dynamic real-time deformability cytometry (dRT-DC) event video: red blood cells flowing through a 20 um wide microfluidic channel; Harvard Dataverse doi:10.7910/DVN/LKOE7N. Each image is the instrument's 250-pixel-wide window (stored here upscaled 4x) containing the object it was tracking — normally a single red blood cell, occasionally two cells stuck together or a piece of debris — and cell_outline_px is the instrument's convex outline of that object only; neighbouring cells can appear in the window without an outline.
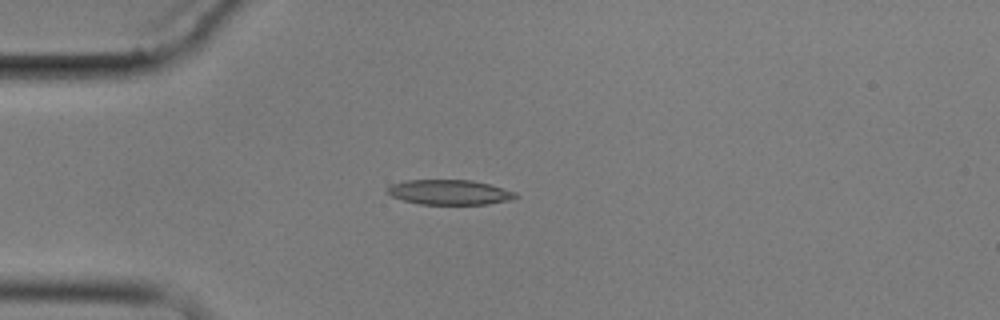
{"species": "common noctule bat (a hibernating species)", "species_latin": "Nyctalus noctula", "temperature_condition": "cold", "stored_images_in_passage": 5, "camera_frame_rate_fps": 3000, "um_per_image_px": 0.085, "animal": {"sex": "male", "body_mass_g": 17.9}, "frame": {"image": 1, "passage_image": 4, "time_ms": 3.667, "image_size_px": [1000, 320], "cell_outline_px": [[520, 196], [508, 200], [488, 204], [420, 204], [404, 200], [392, 196], [388, 192], [388, 188], [392, 184], [408, 180], [472, 180], [488, 184], [516, 192]], "centroid_in_image_um": [38.24, 16.34], "position_along_channel_um": 46.8, "area_um2": 18.38}}